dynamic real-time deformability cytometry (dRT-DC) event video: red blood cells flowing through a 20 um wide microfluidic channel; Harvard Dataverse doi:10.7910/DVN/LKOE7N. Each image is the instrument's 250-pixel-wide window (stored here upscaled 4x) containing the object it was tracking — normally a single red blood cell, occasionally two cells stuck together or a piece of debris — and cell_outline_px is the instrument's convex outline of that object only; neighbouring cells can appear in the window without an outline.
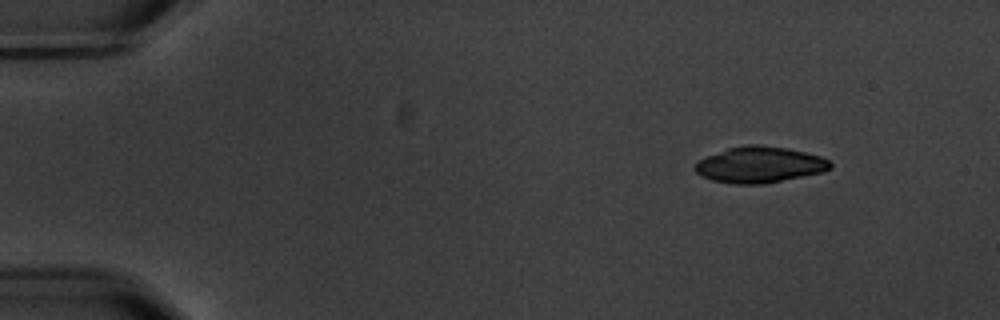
{"species": "common noctule bat (a hibernating species)", "species_latin": "Nyctalus noctula", "temperature_condition": "warm", "stored_images_in_passage": 5, "camera_frame_rate_fps": 3000, "um_per_image_px": 0.085, "animal": {"sex": "male", "body_mass_g": 20.1, "forearm_length_mm": 53.5}, "frame": {"image": 1, "passage_image": 2, "time_ms": 2.0, "image_size_px": [1000, 320], "cell_outline_px": [[832, 168], [824, 172], [764, 184], [732, 184], [712, 180], [696, 172], [692, 168], [696, 160], [728, 148], [744, 144], [756, 144], [788, 148], [820, 156], [828, 160], [832, 164]], "centroid_in_image_um": [64.55, 14.0], "position_along_channel_um": 20.5, "area_um2": 28.67}}